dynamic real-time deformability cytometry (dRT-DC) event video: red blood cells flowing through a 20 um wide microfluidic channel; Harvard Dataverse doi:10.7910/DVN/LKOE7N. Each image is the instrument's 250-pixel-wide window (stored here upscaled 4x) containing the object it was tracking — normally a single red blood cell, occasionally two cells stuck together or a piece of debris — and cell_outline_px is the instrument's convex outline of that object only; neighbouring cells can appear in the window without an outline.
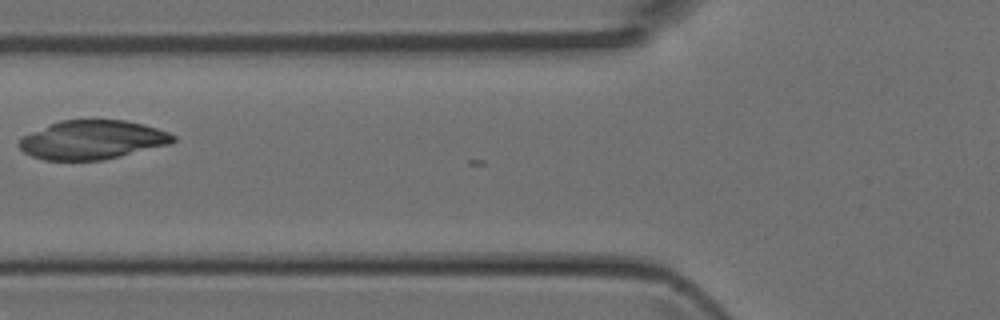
{"species": "Egyptian fruit bat (a non-hibernating species)", "species_latin": "Rousettus aegyptiacus", "temperature_condition": "room temperature", "stored_images_in_passage": 7, "segment_of_instrument_passage": [1, 2], "camera_frame_rate_fps": 3000, "um_per_image_px": 0.085, "animal": {"sex": "female"}, "frame": {"image": 1, "passage_image": 5, "time_ms": 1.333, "image_size_px": [1000, 320], "cell_outline_px": [[176, 140], [172, 144], [104, 160], [44, 160], [32, 156], [24, 152], [20, 148], [20, 140], [24, 136], [32, 132], [60, 120], [124, 120], [144, 124], [168, 132], [176, 136]], "centroid_in_image_um": [7.91, 11.89], "position_along_channel_um": 117.9, "area_um2": 34.8}}